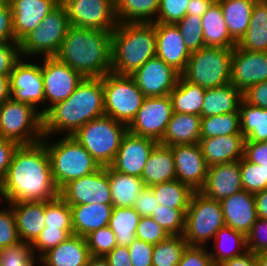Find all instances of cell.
Segmentation results:
<instances>
[{
	"mask_svg": "<svg viewBox=\"0 0 267 266\" xmlns=\"http://www.w3.org/2000/svg\"><path fill=\"white\" fill-rule=\"evenodd\" d=\"M59 195L54 183L49 155L40 141L19 145L8 172L0 184L4 203L50 201Z\"/></svg>",
	"mask_w": 267,
	"mask_h": 266,
	"instance_id": "6da1fadb",
	"label": "cell"
},
{
	"mask_svg": "<svg viewBox=\"0 0 267 266\" xmlns=\"http://www.w3.org/2000/svg\"><path fill=\"white\" fill-rule=\"evenodd\" d=\"M104 115L102 78H83L69 98L43 114V135L73 136L84 124Z\"/></svg>",
	"mask_w": 267,
	"mask_h": 266,
	"instance_id": "7a4b0ae2",
	"label": "cell"
},
{
	"mask_svg": "<svg viewBox=\"0 0 267 266\" xmlns=\"http://www.w3.org/2000/svg\"><path fill=\"white\" fill-rule=\"evenodd\" d=\"M55 57L83 78H102L111 72L112 31L70 25Z\"/></svg>",
	"mask_w": 267,
	"mask_h": 266,
	"instance_id": "3957f363",
	"label": "cell"
},
{
	"mask_svg": "<svg viewBox=\"0 0 267 266\" xmlns=\"http://www.w3.org/2000/svg\"><path fill=\"white\" fill-rule=\"evenodd\" d=\"M155 56L154 23H118L112 31V73L131 75Z\"/></svg>",
	"mask_w": 267,
	"mask_h": 266,
	"instance_id": "277c9868",
	"label": "cell"
},
{
	"mask_svg": "<svg viewBox=\"0 0 267 266\" xmlns=\"http://www.w3.org/2000/svg\"><path fill=\"white\" fill-rule=\"evenodd\" d=\"M41 140L49 155L52 177L60 190L69 181L96 172L101 166L72 136L50 141ZM50 141V142H47Z\"/></svg>",
	"mask_w": 267,
	"mask_h": 266,
	"instance_id": "5b68a950",
	"label": "cell"
},
{
	"mask_svg": "<svg viewBox=\"0 0 267 266\" xmlns=\"http://www.w3.org/2000/svg\"><path fill=\"white\" fill-rule=\"evenodd\" d=\"M127 132V125L104 115L84 124L72 137L87 150L100 166L106 167L114 162L122 139Z\"/></svg>",
	"mask_w": 267,
	"mask_h": 266,
	"instance_id": "8992f818",
	"label": "cell"
},
{
	"mask_svg": "<svg viewBox=\"0 0 267 266\" xmlns=\"http://www.w3.org/2000/svg\"><path fill=\"white\" fill-rule=\"evenodd\" d=\"M225 226L220 201L210 199L200 191L191 197L185 213V229L183 237L188 246H207L215 237L216 232Z\"/></svg>",
	"mask_w": 267,
	"mask_h": 266,
	"instance_id": "52a82bcc",
	"label": "cell"
},
{
	"mask_svg": "<svg viewBox=\"0 0 267 266\" xmlns=\"http://www.w3.org/2000/svg\"><path fill=\"white\" fill-rule=\"evenodd\" d=\"M233 49L204 47L191 53L181 76L202 88H214L230 83Z\"/></svg>",
	"mask_w": 267,
	"mask_h": 266,
	"instance_id": "ba28073f",
	"label": "cell"
},
{
	"mask_svg": "<svg viewBox=\"0 0 267 266\" xmlns=\"http://www.w3.org/2000/svg\"><path fill=\"white\" fill-rule=\"evenodd\" d=\"M43 137V115L33 106L11 98L0 105V138L30 145Z\"/></svg>",
	"mask_w": 267,
	"mask_h": 266,
	"instance_id": "9c48e42d",
	"label": "cell"
},
{
	"mask_svg": "<svg viewBox=\"0 0 267 266\" xmlns=\"http://www.w3.org/2000/svg\"><path fill=\"white\" fill-rule=\"evenodd\" d=\"M69 26L66 8L60 2L37 28L20 41L21 57L26 60L33 58V56L55 57Z\"/></svg>",
	"mask_w": 267,
	"mask_h": 266,
	"instance_id": "30bf717a",
	"label": "cell"
},
{
	"mask_svg": "<svg viewBox=\"0 0 267 266\" xmlns=\"http://www.w3.org/2000/svg\"><path fill=\"white\" fill-rule=\"evenodd\" d=\"M105 115L129 125L145 98L130 75L107 73L102 77Z\"/></svg>",
	"mask_w": 267,
	"mask_h": 266,
	"instance_id": "8fae6325",
	"label": "cell"
},
{
	"mask_svg": "<svg viewBox=\"0 0 267 266\" xmlns=\"http://www.w3.org/2000/svg\"><path fill=\"white\" fill-rule=\"evenodd\" d=\"M72 26L113 31L118 22L115 0H61Z\"/></svg>",
	"mask_w": 267,
	"mask_h": 266,
	"instance_id": "7c38bea8",
	"label": "cell"
},
{
	"mask_svg": "<svg viewBox=\"0 0 267 266\" xmlns=\"http://www.w3.org/2000/svg\"><path fill=\"white\" fill-rule=\"evenodd\" d=\"M173 114L169 95L145 97L141 108L127 126L132 134L148 137L159 142Z\"/></svg>",
	"mask_w": 267,
	"mask_h": 266,
	"instance_id": "4fadbf2b",
	"label": "cell"
},
{
	"mask_svg": "<svg viewBox=\"0 0 267 266\" xmlns=\"http://www.w3.org/2000/svg\"><path fill=\"white\" fill-rule=\"evenodd\" d=\"M40 64L38 61L37 63L27 62L21 58L9 75V84L12 100L31 105L43 115L45 113L44 85ZM40 103H42L41 107H39Z\"/></svg>",
	"mask_w": 267,
	"mask_h": 266,
	"instance_id": "5bb4252c",
	"label": "cell"
},
{
	"mask_svg": "<svg viewBox=\"0 0 267 266\" xmlns=\"http://www.w3.org/2000/svg\"><path fill=\"white\" fill-rule=\"evenodd\" d=\"M59 196L69 206L95 203L112 205L107 166H101L96 172L69 181L59 190Z\"/></svg>",
	"mask_w": 267,
	"mask_h": 266,
	"instance_id": "9a60e30c",
	"label": "cell"
},
{
	"mask_svg": "<svg viewBox=\"0 0 267 266\" xmlns=\"http://www.w3.org/2000/svg\"><path fill=\"white\" fill-rule=\"evenodd\" d=\"M41 61L44 105H48L46 112L54 104L69 98L83 77L56 57H43Z\"/></svg>",
	"mask_w": 267,
	"mask_h": 266,
	"instance_id": "2e32d148",
	"label": "cell"
},
{
	"mask_svg": "<svg viewBox=\"0 0 267 266\" xmlns=\"http://www.w3.org/2000/svg\"><path fill=\"white\" fill-rule=\"evenodd\" d=\"M145 97L169 95L180 74L157 56L147 60L130 75Z\"/></svg>",
	"mask_w": 267,
	"mask_h": 266,
	"instance_id": "e0dca14e",
	"label": "cell"
},
{
	"mask_svg": "<svg viewBox=\"0 0 267 266\" xmlns=\"http://www.w3.org/2000/svg\"><path fill=\"white\" fill-rule=\"evenodd\" d=\"M267 80V52L233 48L230 83L242 93L256 83Z\"/></svg>",
	"mask_w": 267,
	"mask_h": 266,
	"instance_id": "ac0fdd59",
	"label": "cell"
},
{
	"mask_svg": "<svg viewBox=\"0 0 267 266\" xmlns=\"http://www.w3.org/2000/svg\"><path fill=\"white\" fill-rule=\"evenodd\" d=\"M158 144L159 142L154 139L138 136L128 131L110 166L120 173L141 178L144 166Z\"/></svg>",
	"mask_w": 267,
	"mask_h": 266,
	"instance_id": "d6986e66",
	"label": "cell"
},
{
	"mask_svg": "<svg viewBox=\"0 0 267 266\" xmlns=\"http://www.w3.org/2000/svg\"><path fill=\"white\" fill-rule=\"evenodd\" d=\"M170 148L174 158L176 179L194 191H199L205 183L208 171L199 143L175 145Z\"/></svg>",
	"mask_w": 267,
	"mask_h": 266,
	"instance_id": "ffe728a7",
	"label": "cell"
},
{
	"mask_svg": "<svg viewBox=\"0 0 267 266\" xmlns=\"http://www.w3.org/2000/svg\"><path fill=\"white\" fill-rule=\"evenodd\" d=\"M156 56L171 66L180 75L191 56L176 24L155 22Z\"/></svg>",
	"mask_w": 267,
	"mask_h": 266,
	"instance_id": "44dd1931",
	"label": "cell"
},
{
	"mask_svg": "<svg viewBox=\"0 0 267 266\" xmlns=\"http://www.w3.org/2000/svg\"><path fill=\"white\" fill-rule=\"evenodd\" d=\"M242 190L239 160L209 166L205 183L199 191L210 199L221 201Z\"/></svg>",
	"mask_w": 267,
	"mask_h": 266,
	"instance_id": "7402d4cb",
	"label": "cell"
},
{
	"mask_svg": "<svg viewBox=\"0 0 267 266\" xmlns=\"http://www.w3.org/2000/svg\"><path fill=\"white\" fill-rule=\"evenodd\" d=\"M61 2V0H11L13 31L20 42Z\"/></svg>",
	"mask_w": 267,
	"mask_h": 266,
	"instance_id": "603a6c76",
	"label": "cell"
},
{
	"mask_svg": "<svg viewBox=\"0 0 267 266\" xmlns=\"http://www.w3.org/2000/svg\"><path fill=\"white\" fill-rule=\"evenodd\" d=\"M225 225L243 233H249L257 219L254 194L242 190L220 201Z\"/></svg>",
	"mask_w": 267,
	"mask_h": 266,
	"instance_id": "cb8c5ba5",
	"label": "cell"
},
{
	"mask_svg": "<svg viewBox=\"0 0 267 266\" xmlns=\"http://www.w3.org/2000/svg\"><path fill=\"white\" fill-rule=\"evenodd\" d=\"M242 134L200 138L199 145L207 166L239 161L244 156Z\"/></svg>",
	"mask_w": 267,
	"mask_h": 266,
	"instance_id": "d4e9b609",
	"label": "cell"
},
{
	"mask_svg": "<svg viewBox=\"0 0 267 266\" xmlns=\"http://www.w3.org/2000/svg\"><path fill=\"white\" fill-rule=\"evenodd\" d=\"M91 257L85 237L70 235L65 241L45 252L40 266H86Z\"/></svg>",
	"mask_w": 267,
	"mask_h": 266,
	"instance_id": "484cf974",
	"label": "cell"
},
{
	"mask_svg": "<svg viewBox=\"0 0 267 266\" xmlns=\"http://www.w3.org/2000/svg\"><path fill=\"white\" fill-rule=\"evenodd\" d=\"M8 205L14 213L20 240L32 244L45 228V201Z\"/></svg>",
	"mask_w": 267,
	"mask_h": 266,
	"instance_id": "4316f807",
	"label": "cell"
},
{
	"mask_svg": "<svg viewBox=\"0 0 267 266\" xmlns=\"http://www.w3.org/2000/svg\"><path fill=\"white\" fill-rule=\"evenodd\" d=\"M201 118L198 115L173 112L159 144L170 147L199 143Z\"/></svg>",
	"mask_w": 267,
	"mask_h": 266,
	"instance_id": "83f0119b",
	"label": "cell"
},
{
	"mask_svg": "<svg viewBox=\"0 0 267 266\" xmlns=\"http://www.w3.org/2000/svg\"><path fill=\"white\" fill-rule=\"evenodd\" d=\"M74 235L85 237L90 232L108 226L113 205L79 204L70 206Z\"/></svg>",
	"mask_w": 267,
	"mask_h": 266,
	"instance_id": "f1b7e54d",
	"label": "cell"
},
{
	"mask_svg": "<svg viewBox=\"0 0 267 266\" xmlns=\"http://www.w3.org/2000/svg\"><path fill=\"white\" fill-rule=\"evenodd\" d=\"M146 187L176 180V170L171 148L158 144L151 152L141 175Z\"/></svg>",
	"mask_w": 267,
	"mask_h": 266,
	"instance_id": "f546056e",
	"label": "cell"
},
{
	"mask_svg": "<svg viewBox=\"0 0 267 266\" xmlns=\"http://www.w3.org/2000/svg\"><path fill=\"white\" fill-rule=\"evenodd\" d=\"M243 93L231 83L208 88L204 94L201 117L239 112Z\"/></svg>",
	"mask_w": 267,
	"mask_h": 266,
	"instance_id": "4dcf8cb0",
	"label": "cell"
},
{
	"mask_svg": "<svg viewBox=\"0 0 267 266\" xmlns=\"http://www.w3.org/2000/svg\"><path fill=\"white\" fill-rule=\"evenodd\" d=\"M205 47L233 49L237 43L231 38L220 4L215 0L202 16Z\"/></svg>",
	"mask_w": 267,
	"mask_h": 266,
	"instance_id": "1f68e13d",
	"label": "cell"
},
{
	"mask_svg": "<svg viewBox=\"0 0 267 266\" xmlns=\"http://www.w3.org/2000/svg\"><path fill=\"white\" fill-rule=\"evenodd\" d=\"M107 175L111 187L113 207H133L137 196L146 187L140 177L115 171L107 166Z\"/></svg>",
	"mask_w": 267,
	"mask_h": 266,
	"instance_id": "d6a6232c",
	"label": "cell"
},
{
	"mask_svg": "<svg viewBox=\"0 0 267 266\" xmlns=\"http://www.w3.org/2000/svg\"><path fill=\"white\" fill-rule=\"evenodd\" d=\"M241 49L267 52V0H256L246 33L237 43Z\"/></svg>",
	"mask_w": 267,
	"mask_h": 266,
	"instance_id": "836d02e7",
	"label": "cell"
},
{
	"mask_svg": "<svg viewBox=\"0 0 267 266\" xmlns=\"http://www.w3.org/2000/svg\"><path fill=\"white\" fill-rule=\"evenodd\" d=\"M231 38L238 43L246 33L256 0H216Z\"/></svg>",
	"mask_w": 267,
	"mask_h": 266,
	"instance_id": "e575fe53",
	"label": "cell"
},
{
	"mask_svg": "<svg viewBox=\"0 0 267 266\" xmlns=\"http://www.w3.org/2000/svg\"><path fill=\"white\" fill-rule=\"evenodd\" d=\"M212 244L215 250L209 249V254L215 266L247 251L246 236L226 225L216 232Z\"/></svg>",
	"mask_w": 267,
	"mask_h": 266,
	"instance_id": "d590c367",
	"label": "cell"
},
{
	"mask_svg": "<svg viewBox=\"0 0 267 266\" xmlns=\"http://www.w3.org/2000/svg\"><path fill=\"white\" fill-rule=\"evenodd\" d=\"M206 89L186 81L181 75L175 88L169 93L173 112L201 116Z\"/></svg>",
	"mask_w": 267,
	"mask_h": 266,
	"instance_id": "8d00e7d4",
	"label": "cell"
},
{
	"mask_svg": "<svg viewBox=\"0 0 267 266\" xmlns=\"http://www.w3.org/2000/svg\"><path fill=\"white\" fill-rule=\"evenodd\" d=\"M160 0H115L118 23H155Z\"/></svg>",
	"mask_w": 267,
	"mask_h": 266,
	"instance_id": "74e56055",
	"label": "cell"
},
{
	"mask_svg": "<svg viewBox=\"0 0 267 266\" xmlns=\"http://www.w3.org/2000/svg\"><path fill=\"white\" fill-rule=\"evenodd\" d=\"M240 132L245 141H267V109L241 101L239 106Z\"/></svg>",
	"mask_w": 267,
	"mask_h": 266,
	"instance_id": "f35d334b",
	"label": "cell"
},
{
	"mask_svg": "<svg viewBox=\"0 0 267 266\" xmlns=\"http://www.w3.org/2000/svg\"><path fill=\"white\" fill-rule=\"evenodd\" d=\"M158 203L173 209H188L195 192L179 180H171L150 187Z\"/></svg>",
	"mask_w": 267,
	"mask_h": 266,
	"instance_id": "ab89813d",
	"label": "cell"
},
{
	"mask_svg": "<svg viewBox=\"0 0 267 266\" xmlns=\"http://www.w3.org/2000/svg\"><path fill=\"white\" fill-rule=\"evenodd\" d=\"M141 216L133 207H113L108 226L115 233L118 246H129L135 239V232Z\"/></svg>",
	"mask_w": 267,
	"mask_h": 266,
	"instance_id": "60d3db41",
	"label": "cell"
},
{
	"mask_svg": "<svg viewBox=\"0 0 267 266\" xmlns=\"http://www.w3.org/2000/svg\"><path fill=\"white\" fill-rule=\"evenodd\" d=\"M231 134H242L240 132L239 112H230L201 118V138L227 136Z\"/></svg>",
	"mask_w": 267,
	"mask_h": 266,
	"instance_id": "b9f144b4",
	"label": "cell"
},
{
	"mask_svg": "<svg viewBox=\"0 0 267 266\" xmlns=\"http://www.w3.org/2000/svg\"><path fill=\"white\" fill-rule=\"evenodd\" d=\"M187 246L183 235H170L154 245L152 266H177Z\"/></svg>",
	"mask_w": 267,
	"mask_h": 266,
	"instance_id": "7bdbcfd3",
	"label": "cell"
},
{
	"mask_svg": "<svg viewBox=\"0 0 267 266\" xmlns=\"http://www.w3.org/2000/svg\"><path fill=\"white\" fill-rule=\"evenodd\" d=\"M39 257L25 241L0 249V266H35Z\"/></svg>",
	"mask_w": 267,
	"mask_h": 266,
	"instance_id": "ee69618b",
	"label": "cell"
},
{
	"mask_svg": "<svg viewBox=\"0 0 267 266\" xmlns=\"http://www.w3.org/2000/svg\"><path fill=\"white\" fill-rule=\"evenodd\" d=\"M185 45L190 53L196 52L205 47L202 17L186 14L176 23Z\"/></svg>",
	"mask_w": 267,
	"mask_h": 266,
	"instance_id": "f6af8a7d",
	"label": "cell"
},
{
	"mask_svg": "<svg viewBox=\"0 0 267 266\" xmlns=\"http://www.w3.org/2000/svg\"><path fill=\"white\" fill-rule=\"evenodd\" d=\"M240 171L243 190L254 194L267 188V166L249 162L242 157Z\"/></svg>",
	"mask_w": 267,
	"mask_h": 266,
	"instance_id": "bcb514c9",
	"label": "cell"
},
{
	"mask_svg": "<svg viewBox=\"0 0 267 266\" xmlns=\"http://www.w3.org/2000/svg\"><path fill=\"white\" fill-rule=\"evenodd\" d=\"M188 209H173L159 205L151 218L169 235H183L185 229V213Z\"/></svg>",
	"mask_w": 267,
	"mask_h": 266,
	"instance_id": "7dc6e473",
	"label": "cell"
},
{
	"mask_svg": "<svg viewBox=\"0 0 267 266\" xmlns=\"http://www.w3.org/2000/svg\"><path fill=\"white\" fill-rule=\"evenodd\" d=\"M45 227L73 228L71 207L59 195L45 201Z\"/></svg>",
	"mask_w": 267,
	"mask_h": 266,
	"instance_id": "c3c4849f",
	"label": "cell"
},
{
	"mask_svg": "<svg viewBox=\"0 0 267 266\" xmlns=\"http://www.w3.org/2000/svg\"><path fill=\"white\" fill-rule=\"evenodd\" d=\"M85 239L90 255L93 257H105L117 246L115 233L109 226L90 232Z\"/></svg>",
	"mask_w": 267,
	"mask_h": 266,
	"instance_id": "681fc988",
	"label": "cell"
},
{
	"mask_svg": "<svg viewBox=\"0 0 267 266\" xmlns=\"http://www.w3.org/2000/svg\"><path fill=\"white\" fill-rule=\"evenodd\" d=\"M73 228H48L45 227L41 234L31 244L33 251L40 258L45 252L56 247L73 235Z\"/></svg>",
	"mask_w": 267,
	"mask_h": 266,
	"instance_id": "f907efd6",
	"label": "cell"
},
{
	"mask_svg": "<svg viewBox=\"0 0 267 266\" xmlns=\"http://www.w3.org/2000/svg\"><path fill=\"white\" fill-rule=\"evenodd\" d=\"M190 0H160L156 22L166 24L178 23L186 14Z\"/></svg>",
	"mask_w": 267,
	"mask_h": 266,
	"instance_id": "816d5d0a",
	"label": "cell"
},
{
	"mask_svg": "<svg viewBox=\"0 0 267 266\" xmlns=\"http://www.w3.org/2000/svg\"><path fill=\"white\" fill-rule=\"evenodd\" d=\"M20 240L12 208H0V249L7 248Z\"/></svg>",
	"mask_w": 267,
	"mask_h": 266,
	"instance_id": "f5cc1de1",
	"label": "cell"
},
{
	"mask_svg": "<svg viewBox=\"0 0 267 266\" xmlns=\"http://www.w3.org/2000/svg\"><path fill=\"white\" fill-rule=\"evenodd\" d=\"M170 235L151 217H141L136 228L135 237L149 244L156 245Z\"/></svg>",
	"mask_w": 267,
	"mask_h": 266,
	"instance_id": "db71d44e",
	"label": "cell"
},
{
	"mask_svg": "<svg viewBox=\"0 0 267 266\" xmlns=\"http://www.w3.org/2000/svg\"><path fill=\"white\" fill-rule=\"evenodd\" d=\"M246 245L255 254L267 251V219L257 217L246 235Z\"/></svg>",
	"mask_w": 267,
	"mask_h": 266,
	"instance_id": "11a10c76",
	"label": "cell"
},
{
	"mask_svg": "<svg viewBox=\"0 0 267 266\" xmlns=\"http://www.w3.org/2000/svg\"><path fill=\"white\" fill-rule=\"evenodd\" d=\"M21 58L20 42H0V76L9 77Z\"/></svg>",
	"mask_w": 267,
	"mask_h": 266,
	"instance_id": "9f6ffc18",
	"label": "cell"
},
{
	"mask_svg": "<svg viewBox=\"0 0 267 266\" xmlns=\"http://www.w3.org/2000/svg\"><path fill=\"white\" fill-rule=\"evenodd\" d=\"M177 266H215L209 247L187 246Z\"/></svg>",
	"mask_w": 267,
	"mask_h": 266,
	"instance_id": "6f0895ef",
	"label": "cell"
},
{
	"mask_svg": "<svg viewBox=\"0 0 267 266\" xmlns=\"http://www.w3.org/2000/svg\"><path fill=\"white\" fill-rule=\"evenodd\" d=\"M153 247L154 245L136 238L128 246L132 266H152Z\"/></svg>",
	"mask_w": 267,
	"mask_h": 266,
	"instance_id": "680465c9",
	"label": "cell"
},
{
	"mask_svg": "<svg viewBox=\"0 0 267 266\" xmlns=\"http://www.w3.org/2000/svg\"><path fill=\"white\" fill-rule=\"evenodd\" d=\"M0 42H18L13 31L11 5L3 0H0Z\"/></svg>",
	"mask_w": 267,
	"mask_h": 266,
	"instance_id": "91938a15",
	"label": "cell"
},
{
	"mask_svg": "<svg viewBox=\"0 0 267 266\" xmlns=\"http://www.w3.org/2000/svg\"><path fill=\"white\" fill-rule=\"evenodd\" d=\"M159 203L150 187H145L137 196L133 208L141 217H151Z\"/></svg>",
	"mask_w": 267,
	"mask_h": 266,
	"instance_id": "94428289",
	"label": "cell"
},
{
	"mask_svg": "<svg viewBox=\"0 0 267 266\" xmlns=\"http://www.w3.org/2000/svg\"><path fill=\"white\" fill-rule=\"evenodd\" d=\"M243 157L249 162L267 166V141H245Z\"/></svg>",
	"mask_w": 267,
	"mask_h": 266,
	"instance_id": "6125c7cd",
	"label": "cell"
},
{
	"mask_svg": "<svg viewBox=\"0 0 267 266\" xmlns=\"http://www.w3.org/2000/svg\"><path fill=\"white\" fill-rule=\"evenodd\" d=\"M243 100L253 106L267 109V80L256 83L244 91Z\"/></svg>",
	"mask_w": 267,
	"mask_h": 266,
	"instance_id": "be15d7a7",
	"label": "cell"
},
{
	"mask_svg": "<svg viewBox=\"0 0 267 266\" xmlns=\"http://www.w3.org/2000/svg\"><path fill=\"white\" fill-rule=\"evenodd\" d=\"M18 146L16 142L0 138V184L8 172L13 154Z\"/></svg>",
	"mask_w": 267,
	"mask_h": 266,
	"instance_id": "e7e4bbea",
	"label": "cell"
},
{
	"mask_svg": "<svg viewBox=\"0 0 267 266\" xmlns=\"http://www.w3.org/2000/svg\"><path fill=\"white\" fill-rule=\"evenodd\" d=\"M109 266H132L128 246H116L104 257Z\"/></svg>",
	"mask_w": 267,
	"mask_h": 266,
	"instance_id": "03108f58",
	"label": "cell"
},
{
	"mask_svg": "<svg viewBox=\"0 0 267 266\" xmlns=\"http://www.w3.org/2000/svg\"><path fill=\"white\" fill-rule=\"evenodd\" d=\"M218 266H257L256 254L247 250L241 255L223 261Z\"/></svg>",
	"mask_w": 267,
	"mask_h": 266,
	"instance_id": "003e7915",
	"label": "cell"
},
{
	"mask_svg": "<svg viewBox=\"0 0 267 266\" xmlns=\"http://www.w3.org/2000/svg\"><path fill=\"white\" fill-rule=\"evenodd\" d=\"M215 0H190L187 14L202 17Z\"/></svg>",
	"mask_w": 267,
	"mask_h": 266,
	"instance_id": "a7ac6f4b",
	"label": "cell"
},
{
	"mask_svg": "<svg viewBox=\"0 0 267 266\" xmlns=\"http://www.w3.org/2000/svg\"><path fill=\"white\" fill-rule=\"evenodd\" d=\"M254 201L257 217L267 219V188L254 193Z\"/></svg>",
	"mask_w": 267,
	"mask_h": 266,
	"instance_id": "89a4df30",
	"label": "cell"
},
{
	"mask_svg": "<svg viewBox=\"0 0 267 266\" xmlns=\"http://www.w3.org/2000/svg\"><path fill=\"white\" fill-rule=\"evenodd\" d=\"M10 99L9 77L0 76V105Z\"/></svg>",
	"mask_w": 267,
	"mask_h": 266,
	"instance_id": "2644e50d",
	"label": "cell"
},
{
	"mask_svg": "<svg viewBox=\"0 0 267 266\" xmlns=\"http://www.w3.org/2000/svg\"><path fill=\"white\" fill-rule=\"evenodd\" d=\"M86 266H109L107 260L104 257H93L91 256Z\"/></svg>",
	"mask_w": 267,
	"mask_h": 266,
	"instance_id": "8c879c8a",
	"label": "cell"
},
{
	"mask_svg": "<svg viewBox=\"0 0 267 266\" xmlns=\"http://www.w3.org/2000/svg\"><path fill=\"white\" fill-rule=\"evenodd\" d=\"M257 266H267V251L256 254Z\"/></svg>",
	"mask_w": 267,
	"mask_h": 266,
	"instance_id": "753ad0ef",
	"label": "cell"
}]
</instances>
